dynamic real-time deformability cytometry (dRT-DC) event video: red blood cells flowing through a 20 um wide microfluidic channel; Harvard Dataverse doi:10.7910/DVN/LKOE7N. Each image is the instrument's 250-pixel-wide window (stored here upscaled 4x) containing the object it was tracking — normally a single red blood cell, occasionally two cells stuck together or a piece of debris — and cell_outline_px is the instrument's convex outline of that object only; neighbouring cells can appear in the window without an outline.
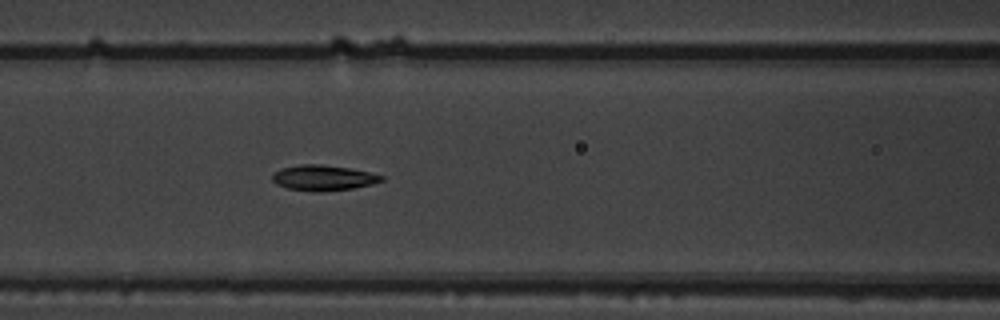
{"species": "common noctule bat (a hibernating species)", "species_latin": "Nyctalus noctula", "temperature_condition": "warm", "stored_images_in_passage": 5, "segment_of_instrument_passage": [1, 2], "camera_frame_rate_fps": 3000, "um_per_image_px": 0.085, "animal": {"sex": "male", "body_mass_g": 19.5, "forearm_length_mm": 54.6}, "frame": {"image": 1, "passage_image": 4, "time_ms": 3.333, "image_size_px": [1000, 320], "cell_outline_px": [[384, 180], [372, 184], [352, 188], [324, 192], [320, 192], [288, 188], [276, 184], [272, 180], [272, 176], [280, 168], [300, 164], [320, 164], [352, 168], [384, 176]], "centroid_in_image_um": [27.48, 15.11], "position_along_channel_um": 139.1, "area_um2": 16.18}}